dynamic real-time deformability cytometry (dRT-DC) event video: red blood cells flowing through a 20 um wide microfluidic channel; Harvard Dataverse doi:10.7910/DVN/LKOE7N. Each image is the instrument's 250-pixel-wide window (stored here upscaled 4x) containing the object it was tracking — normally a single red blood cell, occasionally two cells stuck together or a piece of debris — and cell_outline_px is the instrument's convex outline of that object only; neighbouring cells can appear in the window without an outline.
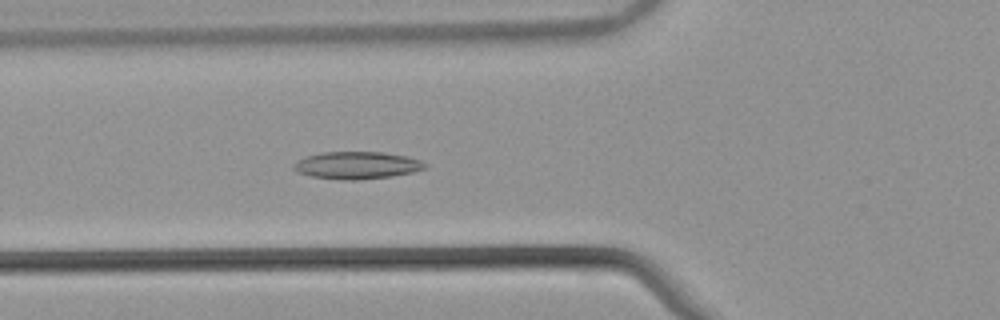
{"species": "common noctule bat (a hibernating species)", "species_latin": "Nyctalus noctula", "temperature_condition": "warm", "stored_images_in_passage": 44, "camera_frame_rate_fps": 3000, "um_per_image_px": 0.085, "animal": {"sex": "male", "body_mass_g": 21.5, "forearm_length_mm": 52.0}, "frame": {"image": 1, "passage_image": 10, "time_ms": 3.0, "image_size_px": [1000, 320], "cell_outline_px": [[428, 168], [412, 172], [392, 176], [356, 180], [340, 180], [312, 176], [296, 172], [292, 168], [292, 164], [308, 156], [320, 152], [384, 152], [404, 156], [420, 160], [428, 164]], "centroid_in_image_um": [30.34, 14.05], "position_along_channel_um": 95.5, "area_um2": 20.92}}
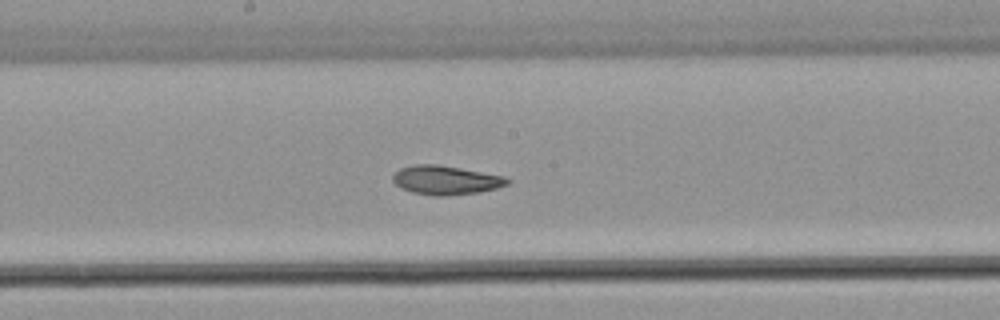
{"frame": {"image": 2, "passage_image": 19, "time_ms": 6.0, "image_size_px": [1000, 320], "cell_outline_px": [[512, 180], [508, 184], [496, 188], [480, 192], [448, 196], [432, 196], [412, 192], [400, 188], [392, 180], [392, 176], [400, 168], [416, 164], [436, 164], [460, 168], [504, 176]], "centroid_in_image_um": [37.89, 15.32], "position_along_channel_um": 210.3, "area_um2": 19.42}}
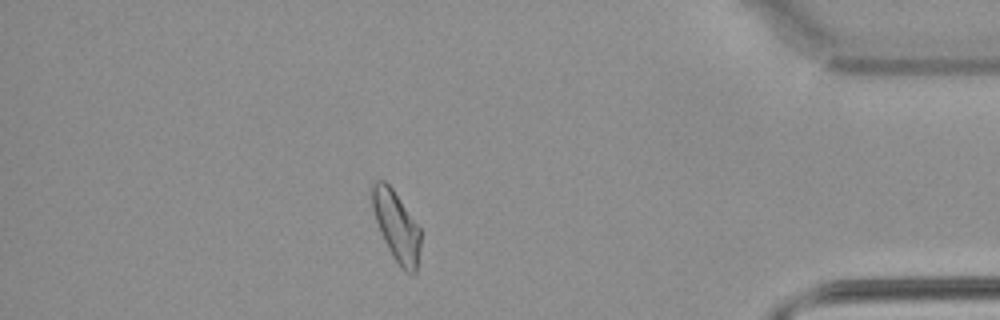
{"frame": {"image": 3, "passage_image": 37, "time_ms": 12.0, "image_size_px": [1000, 320], "cell_outline_px": [[420, 244], [416, 272], [412, 276], [400, 268], [392, 256], [384, 240], [376, 220], [372, 208], [372, 184], [376, 180], [384, 180], [392, 188], [420, 228]], "centroid_in_image_um": [33.7, 19.26], "position_along_channel_um": 401.5, "area_um2": 19.54}, "authors_computed_cell_mechanics": {"area_um2": 19.8543, "velocity_mm_per_s": 3.8325, "shape_relaxation_time_tau1_ms": null, "shape_relaxation_time_tau2_ms": 4.265, "deformation_change_tau1": null, "deformation_change_tau2": 0.0963}}